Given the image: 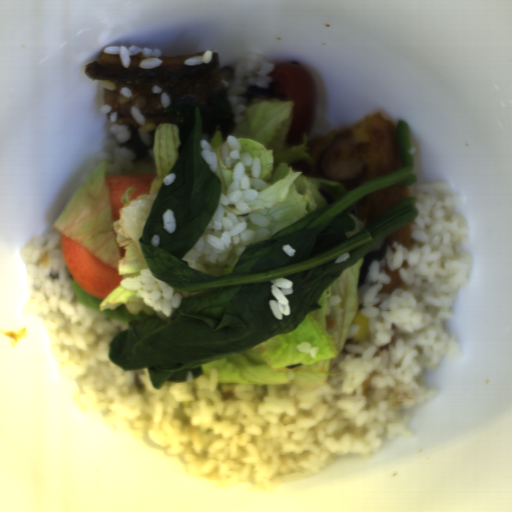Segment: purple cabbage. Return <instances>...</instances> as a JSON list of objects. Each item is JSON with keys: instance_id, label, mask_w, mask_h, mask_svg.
I'll return each mask as SVG.
<instances>
[{"instance_id": "1", "label": "purple cabbage", "mask_w": 512, "mask_h": 512, "mask_svg": "<svg viewBox=\"0 0 512 512\" xmlns=\"http://www.w3.org/2000/svg\"><path fill=\"white\" fill-rule=\"evenodd\" d=\"M277 82L269 85V88H260L259 85L248 86V90L237 96H244L250 103L252 99H280L283 94L276 90Z\"/></svg>"}]
</instances>
